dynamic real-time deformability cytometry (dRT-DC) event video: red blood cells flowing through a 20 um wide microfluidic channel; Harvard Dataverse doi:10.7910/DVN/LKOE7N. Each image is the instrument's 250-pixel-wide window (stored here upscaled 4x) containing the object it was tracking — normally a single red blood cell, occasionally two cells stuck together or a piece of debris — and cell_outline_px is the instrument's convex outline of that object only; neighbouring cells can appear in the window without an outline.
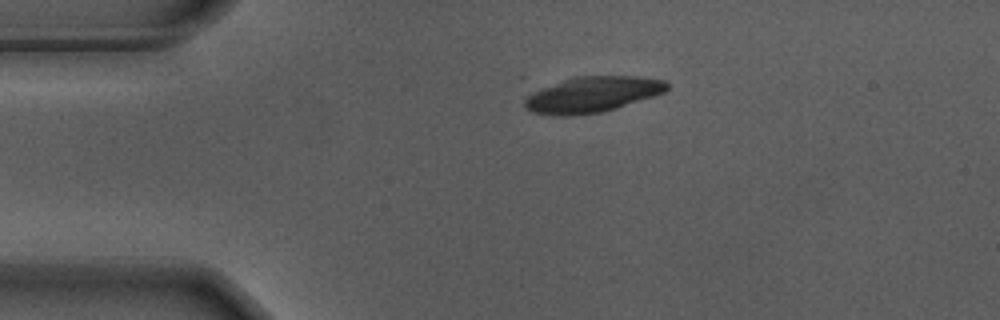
{"species": "Egyptian fruit bat (a non-hibernating species)", "species_latin": "Rousettus aegyptiacus", "temperature_condition": "warm", "stored_images_in_passage": 40, "camera_frame_rate_fps": 3000, "um_per_image_px": 0.085, "animal": {"sex": "male"}, "frame": {"image": 1, "passage_image": 1, "time_ms": 0.0, "image_size_px": [1000, 320], "cell_outline_px": [[668, 88], [664, 92], [656, 96], [616, 108], [600, 112], [572, 116], [560, 116], [532, 112], [524, 108], [524, 100], [528, 96], [544, 88], [564, 80], [576, 76], [640, 76], [664, 80], [668, 84]], "centroid_in_image_um": [50.4, 8.04], "position_along_channel_um": 34.6, "area_um2": 29.36}}
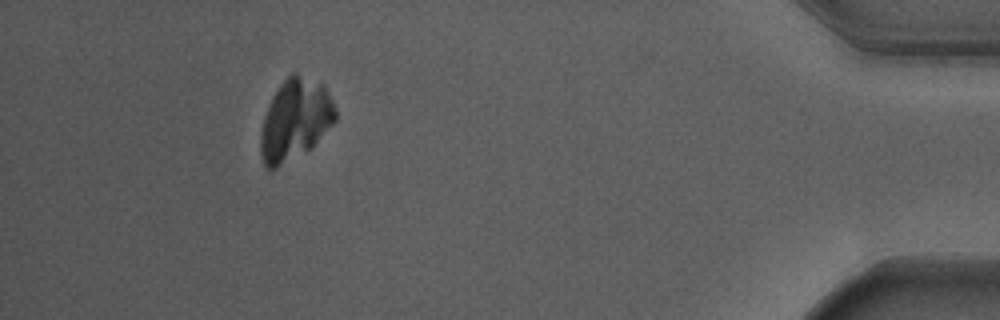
{"frame": {"image": 2, "passage_image": 40, "time_ms": 13.0, "image_size_px": [1000, 320], "cell_outline_px": [[336, 120], [308, 148], [276, 168], [268, 168], [264, 164], [260, 152], [260, 136], [264, 116], [272, 96], [280, 84], [292, 72], [296, 72], [324, 84], [336, 108]], "centroid_in_image_um": [25.07, 10.11], "position_along_channel_um": 410.1, "area_um2": 34.8}}